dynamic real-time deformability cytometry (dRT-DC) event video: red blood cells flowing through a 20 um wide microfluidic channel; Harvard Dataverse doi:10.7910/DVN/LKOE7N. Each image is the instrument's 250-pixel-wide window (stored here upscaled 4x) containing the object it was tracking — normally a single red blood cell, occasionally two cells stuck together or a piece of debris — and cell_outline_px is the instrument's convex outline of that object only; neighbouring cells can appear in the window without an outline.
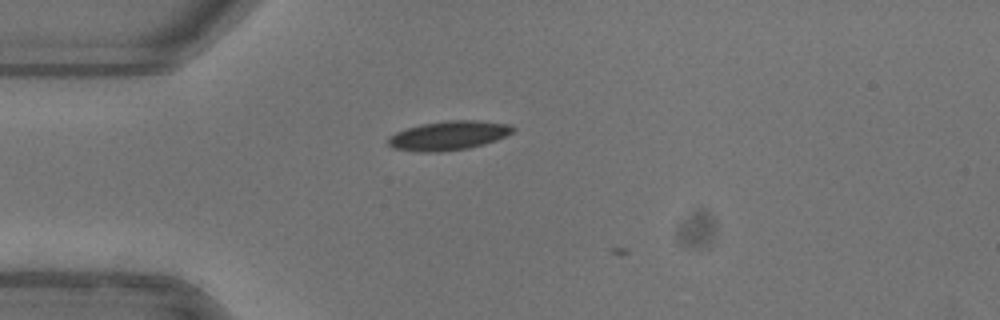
{"species": "common noctule bat (a hibernating species)", "species_latin": "Nyctalus noctula", "temperature_condition": "warm", "stored_images_in_passage": 7, "camera_frame_rate_fps": 3000, "um_per_image_px": 0.085, "animal": {"sex": "female"}, "frame": {"image": 1, "passage_image": 6, "time_ms": 1.667, "image_size_px": [1000, 320], "cell_outline_px": [[516, 128], [512, 132], [496, 140], [484, 144], [468, 148], [440, 152], [416, 152], [392, 148], [388, 144], [388, 136], [396, 132], [420, 124], [448, 120], [480, 120], [512, 124]], "centroid_in_image_um": [38.13, 11.52], "position_along_channel_um": 46.9, "area_um2": 21.39}}